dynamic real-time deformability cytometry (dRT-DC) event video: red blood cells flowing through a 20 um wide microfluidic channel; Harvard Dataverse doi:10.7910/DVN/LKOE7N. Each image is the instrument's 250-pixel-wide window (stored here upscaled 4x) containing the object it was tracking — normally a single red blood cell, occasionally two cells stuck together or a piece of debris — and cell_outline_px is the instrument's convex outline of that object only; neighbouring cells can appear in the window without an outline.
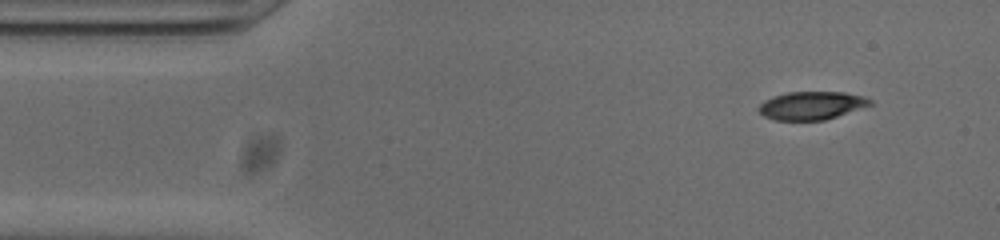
{"species": "common noctule bat (a hibernating species)", "species_latin": "Nyctalus noctula", "temperature_condition": "cold", "stored_images_in_passage": 52, "camera_frame_rate_fps": 3000, "um_per_image_px": 0.085, "animal": {"sex": "male", "body_mass_g": 20.0, "forearm_length_mm": 53.3}, "frame": {"image": 1, "passage_image": 4, "time_ms": 1.0, "image_size_px": [1000, 240], "cell_outline_px": [[872, 104], [824, 120], [776, 120], [764, 116], [756, 108], [764, 100], [788, 92], [844, 92], [860, 96], [872, 100]], "centroid_in_image_um": [68.94, 8.97], "position_along_channel_um": 16.1, "area_um2": 17.92}}
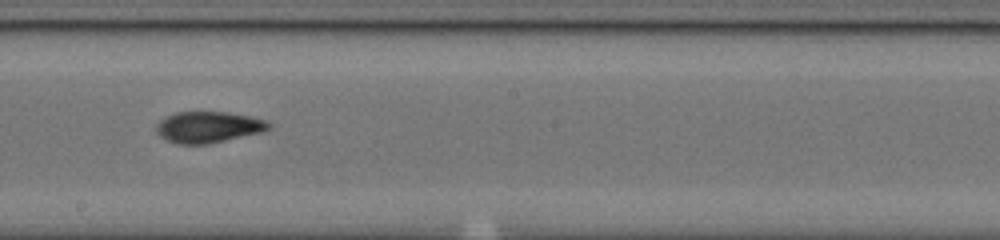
{"frame": {"image": 2, "passage_image": 27, "time_ms": 8.667, "image_size_px": [1000, 240], "cell_outline_px": [[272, 128], [264, 132], [204, 144], [176, 144], [160, 136], [156, 132], [156, 124], [160, 120], [176, 112], [228, 112], [248, 116], [264, 120], [272, 124]], "centroid_in_image_um": [17.72, 10.8], "position_along_channel_um": 230.5, "area_um2": 20.35}}
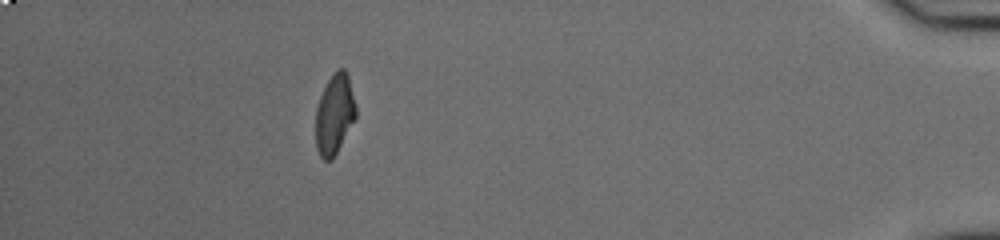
{"frame": {"image": 3, "passage_image": 46, "time_ms": 15.0, "image_size_px": [1000, 240], "cell_outline_px": [[356, 116], [332, 160], [324, 160], [320, 156], [316, 148], [316, 108], [320, 96], [328, 80], [336, 68], [344, 68], [348, 76], [356, 104]], "centroid_in_image_um": [28.43, 9.69], "position_along_channel_um": 406.8, "area_um2": 18.61}, "authors_computed_cell_mechanics": {"area_um2": 19.8254, "velocity_mm_per_s": 3.8155, "shape_relaxation_time_tau1_ms": 9.4527, "shape_relaxation_time_tau2_ms": 2.6105, "deformation_change_tau1": 0.2417, "deformation_change_tau2": 0.0742}}